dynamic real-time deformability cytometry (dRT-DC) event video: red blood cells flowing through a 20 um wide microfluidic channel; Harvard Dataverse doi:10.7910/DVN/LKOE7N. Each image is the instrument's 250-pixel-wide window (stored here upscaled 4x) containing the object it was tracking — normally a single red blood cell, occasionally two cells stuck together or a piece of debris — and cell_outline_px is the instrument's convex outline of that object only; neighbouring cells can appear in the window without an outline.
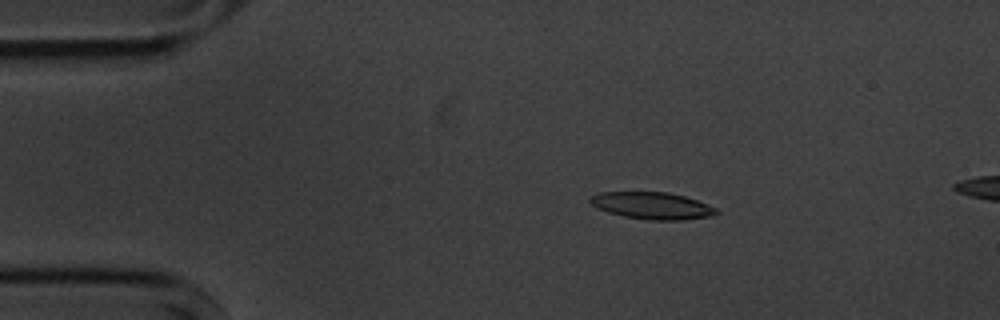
{"species": "common noctule bat (a hibernating species)", "species_latin": "Nyctalus noctula", "temperature_condition": "cold", "stored_images_in_passage": 12, "camera_frame_rate_fps": 3000, "um_per_image_px": 0.085, "animal": {"sex": "male", "body_mass_g": 20.1, "forearm_length_mm": 53.5}, "frame": {"image": 1, "passage_image": 7, "time_ms": 2.0, "image_size_px": [1000, 320], "cell_outline_px": [[720, 212], [712, 216], [680, 220], [648, 220], [624, 216], [608, 212], [596, 208], [588, 200], [592, 196], [600, 192], [668, 192], [684, 196], [696, 200], [716, 208]], "centroid_in_image_um": [55.43, 17.48], "position_along_channel_um": 29.6, "area_um2": 19.77}}